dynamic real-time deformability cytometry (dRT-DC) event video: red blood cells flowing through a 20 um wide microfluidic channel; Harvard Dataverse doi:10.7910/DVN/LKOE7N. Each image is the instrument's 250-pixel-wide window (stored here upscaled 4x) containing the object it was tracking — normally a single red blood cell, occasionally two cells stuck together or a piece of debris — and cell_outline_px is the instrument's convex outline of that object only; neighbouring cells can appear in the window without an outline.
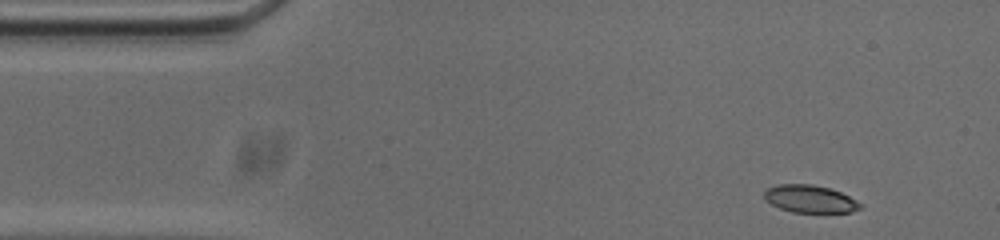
{"species": "common noctule bat (a hibernating species)", "species_latin": "Nyctalus noctula", "temperature_condition": "cold", "stored_images_in_passage": 50, "camera_frame_rate_fps": 3000, "um_per_image_px": 0.085, "animal": {"sex": "male", "body_mass_g": 20.0, "forearm_length_mm": 53.3}, "frame": {"image": 1, "passage_image": 1, "time_ms": 0.0, "image_size_px": [1000, 240], "cell_outline_px": [[864, 204], [860, 208], [852, 212], [792, 212], [780, 208], [772, 204], [764, 196], [764, 192], [768, 188], [776, 184], [812, 184], [828, 188], [840, 192]], "centroid_in_image_um": [68.86, 16.9], "position_along_channel_um": 16.1, "area_um2": 15.26}}
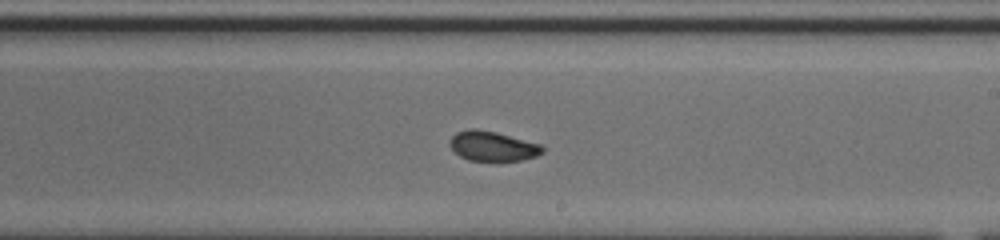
{"frame": {"image": 2, "passage_image": 26, "time_ms": 8.333, "image_size_px": [1000, 240], "cell_outline_px": [[544, 152], [536, 156], [520, 160], [496, 164], [492, 164], [468, 160], [460, 156], [448, 144], [452, 136], [456, 132], [468, 128], [476, 128], [496, 132], [540, 144], [544, 148]], "centroid_in_image_um": [41.86, 12.47], "position_along_channel_um": 247.1, "area_um2": 16.76}}
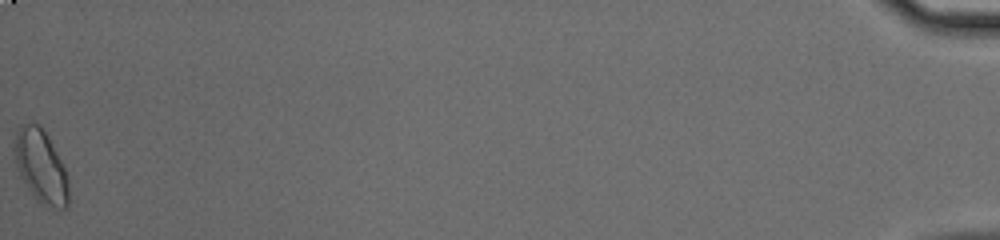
{"frame": {"image": 3, "passage_image": 50, "time_ms": 16.333, "image_size_px": [1000, 240], "cell_outline_px": [[68, 208], [56, 208], [40, 204], [28, 188], [20, 176], [16, 164], [12, 148], [12, 144], [16, 132], [20, 124], [40, 124], [48, 136], [64, 168], [68, 180]], "centroid_in_image_um": [3.44, 14.12], "position_along_channel_um": 431.8, "area_um2": 23.06}, "authors_computed_cell_mechanics": {"area_um2": 16.7909, "velocity_mm_per_s": 3.7222, "shape_relaxation_time_tau1_ms": 9.4692, "shape_relaxation_time_tau2_ms": 2.3382, "deformation_change_tau1": 0.1391, "deformation_change_tau2": 0.0616}}